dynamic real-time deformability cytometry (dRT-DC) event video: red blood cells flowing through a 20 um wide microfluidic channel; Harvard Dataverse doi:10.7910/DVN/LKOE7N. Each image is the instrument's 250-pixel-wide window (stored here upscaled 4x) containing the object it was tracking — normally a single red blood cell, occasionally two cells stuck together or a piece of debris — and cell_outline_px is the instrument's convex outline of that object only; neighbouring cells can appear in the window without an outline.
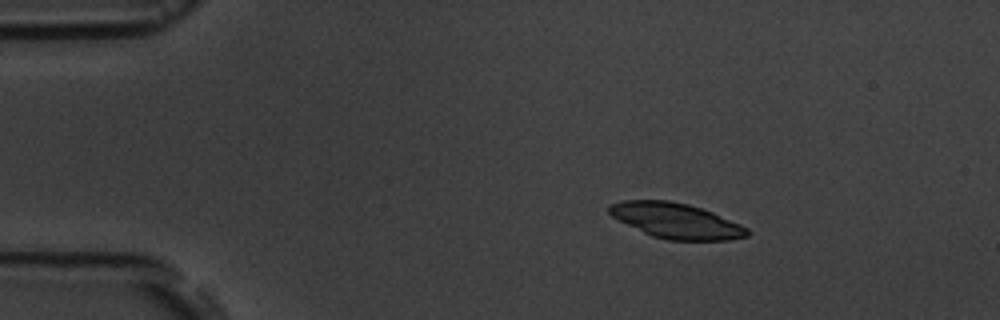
{"species": "common noctule bat (a hibernating species)", "species_latin": "Nyctalus noctula", "temperature_condition": "room temperature", "stored_images_in_passage": 4, "camera_frame_rate_fps": 3000, "um_per_image_px": 0.085, "animal": {"sex": "male", "body_mass_g": 19.5, "forearm_length_mm": 54.6}, "frame": {"image": 1, "passage_image": 2, "time_ms": 1.333, "image_size_px": [1000, 320], "cell_outline_px": [[752, 232], [748, 236], [732, 240], [668, 240], [652, 236], [612, 216], [608, 212], [608, 204], [624, 200], [668, 200], [688, 204], [712, 212], [740, 224], [748, 228]], "centroid_in_image_um": [57.5, 18.76], "position_along_channel_um": 27.5, "area_um2": 28.26}}